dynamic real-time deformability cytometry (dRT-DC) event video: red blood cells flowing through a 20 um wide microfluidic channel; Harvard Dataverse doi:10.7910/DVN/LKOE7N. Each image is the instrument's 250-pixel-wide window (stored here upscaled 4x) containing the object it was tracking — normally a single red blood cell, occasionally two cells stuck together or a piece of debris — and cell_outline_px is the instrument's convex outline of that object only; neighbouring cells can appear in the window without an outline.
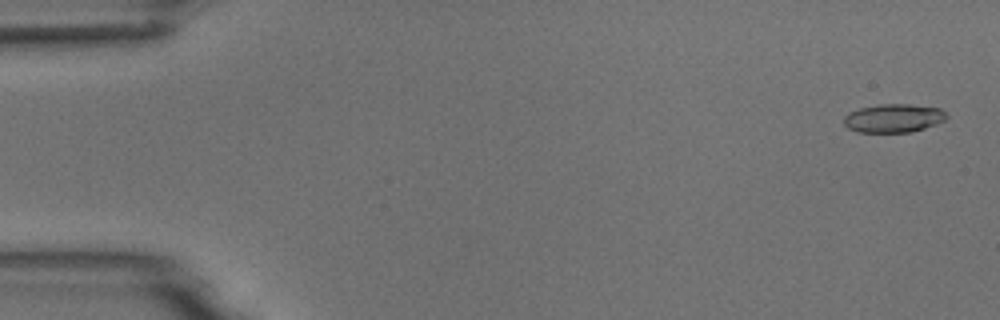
{"species": "common noctule bat (a hibernating species)", "species_latin": "Nyctalus noctula", "temperature_condition": "room temperature", "stored_images_in_passage": 5, "camera_frame_rate_fps": 3000, "um_per_image_px": 0.085, "animal": {"sex": "male", "body_mass_g": 18.8}, "frame": {"image": 1, "passage_image": 1, "time_ms": 0.0, "image_size_px": [1000, 320], "cell_outline_px": [[948, 116], [944, 120], [936, 124], [912, 132], [856, 132], [848, 128], [844, 124], [844, 116], [848, 112], [860, 108], [880, 104], [908, 104], [940, 108]], "centroid_in_image_um": [75.93, 10.05], "position_along_channel_um": 9.1, "area_um2": 17.05}}
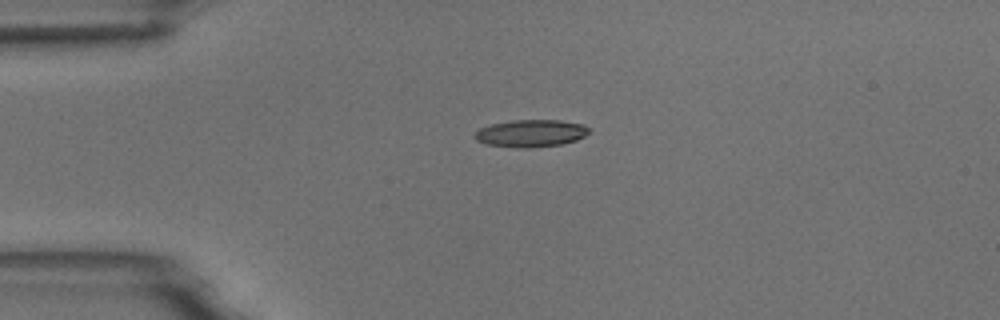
{"frame": {"image": 2, "passage_image": 4, "time_ms": 3.667, "image_size_px": [1000, 320], "cell_outline_px": [[588, 132], [584, 136], [576, 140], [560, 144], [528, 148], [516, 148], [484, 144], [476, 140], [472, 136], [480, 128], [492, 124], [512, 120], [560, 120], [584, 124], [588, 128]], "centroid_in_image_um": [45.08, 11.33], "position_along_channel_um": 39.9, "area_um2": 18.21}}